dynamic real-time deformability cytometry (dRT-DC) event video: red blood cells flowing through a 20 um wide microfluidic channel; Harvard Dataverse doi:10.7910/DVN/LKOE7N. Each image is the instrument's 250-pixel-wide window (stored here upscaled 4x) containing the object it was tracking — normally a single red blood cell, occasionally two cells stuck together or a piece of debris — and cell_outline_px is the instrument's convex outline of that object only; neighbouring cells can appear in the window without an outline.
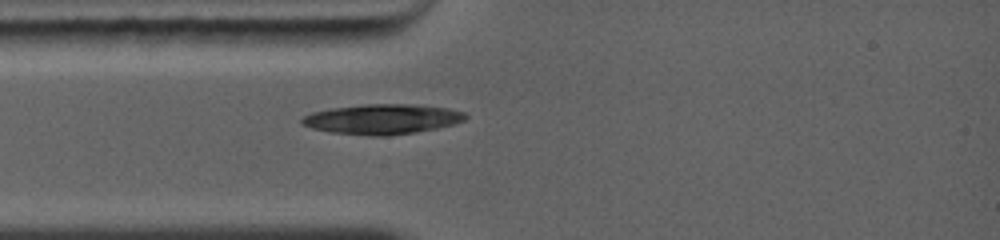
{"species": "common noctule bat (a hibernating species)", "species_latin": "Nyctalus noctula", "temperature_condition": "warm", "stored_images_in_passage": 1, "camera_frame_rate_fps": 5000, "um_per_image_px": 0.085, "animal": {"sex": "female", "body_mass_g": 19.0, "forearm_length_mm": 56.7}, "frame": {"image": 1, "passage_image": 1, "time_ms": 0.0, "image_size_px": [1000, 240], "cell_outline_px": [[468, 116], [464, 120], [452, 124], [436, 128], [416, 132], [388, 136], [368, 136], [328, 132], [312, 128], [300, 124], [300, 120], [304, 116], [312, 112], [332, 108], [364, 104], [408, 104], [444, 108], [464, 112]], "centroid_in_image_um": [32.43, 10.14], "position_along_channel_um": 52.6, "area_um2": 28.55}}